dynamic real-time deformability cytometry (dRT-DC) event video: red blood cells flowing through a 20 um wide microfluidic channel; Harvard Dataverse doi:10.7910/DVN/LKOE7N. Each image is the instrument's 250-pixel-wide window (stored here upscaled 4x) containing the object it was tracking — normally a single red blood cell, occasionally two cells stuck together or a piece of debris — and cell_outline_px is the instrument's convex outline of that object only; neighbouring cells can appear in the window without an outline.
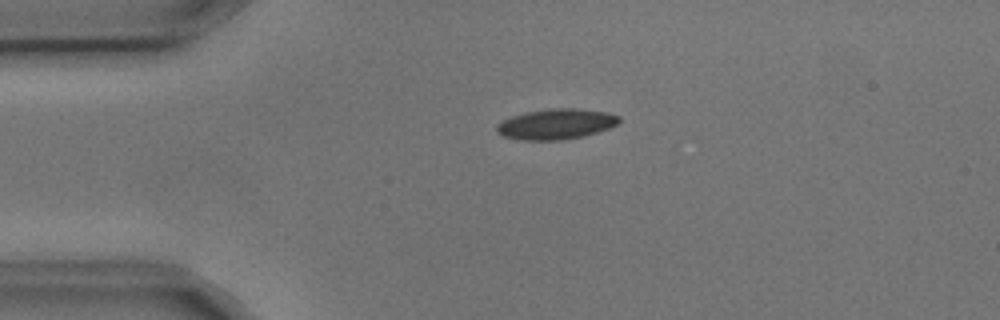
{"species": "common noctule bat (a hibernating species)", "species_latin": "Nyctalus noctula", "temperature_condition": "cold", "stored_images_in_passage": 3, "camera_frame_rate_fps": 3000, "um_per_image_px": 0.085, "animal": {"sex": "male", "body_mass_g": 17.9, "forearm_length_mm": 54.2}, "frame": {"image": 1, "passage_image": 1, "time_ms": 0.0, "image_size_px": [1000, 320], "cell_outline_px": [[620, 120], [616, 124], [608, 128], [584, 136], [560, 140], [524, 140], [504, 136], [496, 132], [496, 124], [512, 116], [528, 112], [552, 108], [572, 108], [608, 112], [620, 116]], "centroid_in_image_um": [47.27, 10.54], "position_along_channel_um": 37.7, "area_um2": 21.5}}